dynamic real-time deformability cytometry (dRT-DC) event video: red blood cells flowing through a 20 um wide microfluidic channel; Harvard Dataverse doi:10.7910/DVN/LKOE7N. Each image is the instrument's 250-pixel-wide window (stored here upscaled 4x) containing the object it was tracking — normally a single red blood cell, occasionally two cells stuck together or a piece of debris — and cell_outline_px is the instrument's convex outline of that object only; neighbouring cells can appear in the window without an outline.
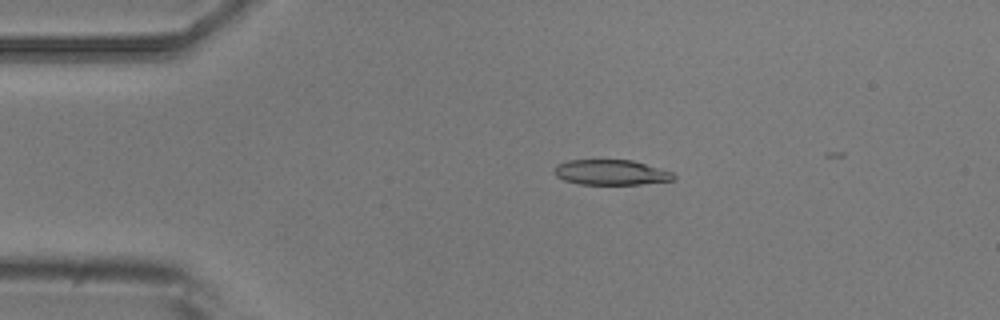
{"species": "common noctule bat (a hibernating species)", "species_latin": "Nyctalus noctula", "temperature_condition": "room temperature", "stored_images_in_passage": 4, "camera_frame_rate_fps": 3000, "um_per_image_px": 0.085, "animal": {"sex": "male", "body_mass_g": 20.5, "forearm_length_mm": 52.5}, "frame": {"image": 1, "passage_image": 2, "time_ms": 1.0, "image_size_px": [1000, 320], "cell_outline_px": [[676, 180], [640, 184], [580, 184], [564, 180], [556, 176], [552, 172], [556, 164], [568, 160], [632, 160], [672, 172], [676, 176]], "centroid_in_image_um": [51.91, 14.65], "position_along_channel_um": 33.1, "area_um2": 17.57}}